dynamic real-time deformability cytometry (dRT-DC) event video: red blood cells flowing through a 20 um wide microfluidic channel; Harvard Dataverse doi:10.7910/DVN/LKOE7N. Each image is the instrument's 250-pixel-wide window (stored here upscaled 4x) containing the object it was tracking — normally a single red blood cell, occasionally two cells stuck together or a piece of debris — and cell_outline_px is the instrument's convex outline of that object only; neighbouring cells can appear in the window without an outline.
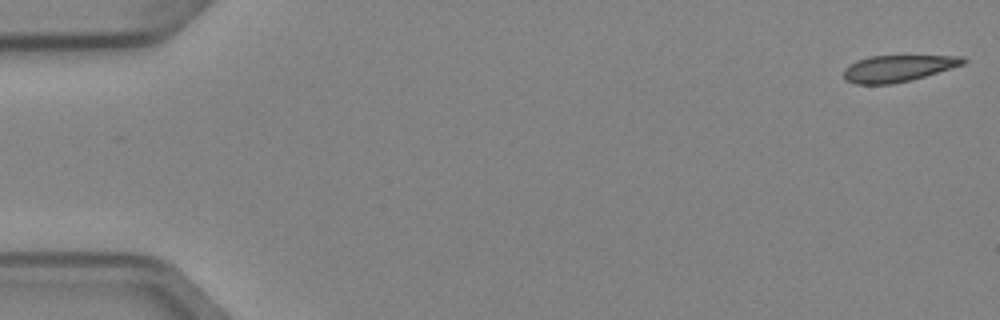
{"species": "Egyptian fruit bat (a non-hibernating species)", "species_latin": "Rousettus aegyptiacus", "temperature_condition": "cold", "stored_images_in_passage": 51, "camera_frame_rate_fps": 3000, "um_per_image_px": 0.085, "animal": {"sex": "female"}, "frame": {"image": 1, "passage_image": 1, "time_ms": 0.0, "image_size_px": [1000, 320], "cell_outline_px": [[968, 60], [964, 64], [912, 80], [892, 84], [856, 84], [844, 80], [844, 68], [848, 64], [856, 60], [868, 56], [964, 56]], "centroid_in_image_um": [76.29, 5.81], "position_along_channel_um": 8.7, "area_um2": 18.61}}
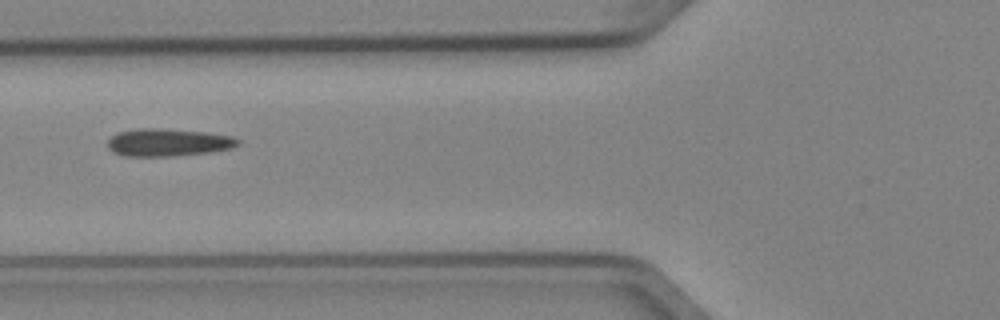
{"frame": {"image": 2, "passage_image": 20, "time_ms": 6.333, "image_size_px": [1000, 320], "cell_outline_px": [[240, 144], [232, 148], [208, 152], [168, 156], [124, 156], [112, 152], [108, 148], [108, 140], [112, 136], [120, 132], [140, 128], [160, 128], [208, 132], [232, 136], [240, 140]], "centroid_in_image_um": [14.3, 12.1], "position_along_channel_um": 111.5, "area_um2": 20.92}}
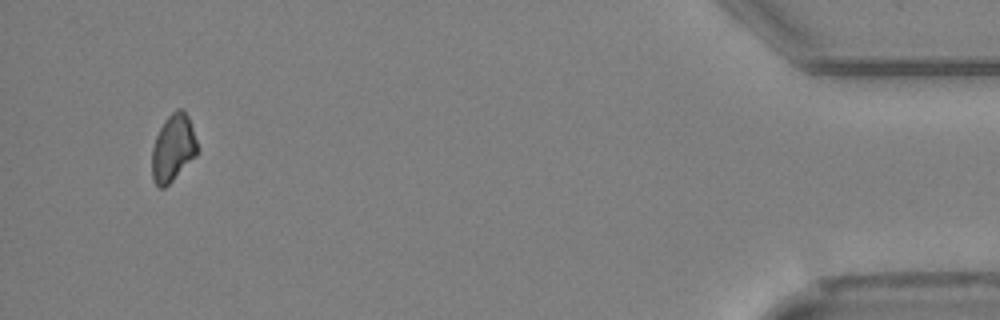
{"frame": {"image": 3, "passage_image": 49, "time_ms": 16.0, "image_size_px": [1000, 320], "cell_outline_px": [[200, 148], [196, 156], [164, 188], [160, 188], [152, 180], [152, 148], [156, 136], [164, 120], [176, 108], [184, 108], [188, 116]], "centroid_in_image_um": [14.73, 12.55], "position_along_channel_um": 420.5, "area_um2": 17.92}}